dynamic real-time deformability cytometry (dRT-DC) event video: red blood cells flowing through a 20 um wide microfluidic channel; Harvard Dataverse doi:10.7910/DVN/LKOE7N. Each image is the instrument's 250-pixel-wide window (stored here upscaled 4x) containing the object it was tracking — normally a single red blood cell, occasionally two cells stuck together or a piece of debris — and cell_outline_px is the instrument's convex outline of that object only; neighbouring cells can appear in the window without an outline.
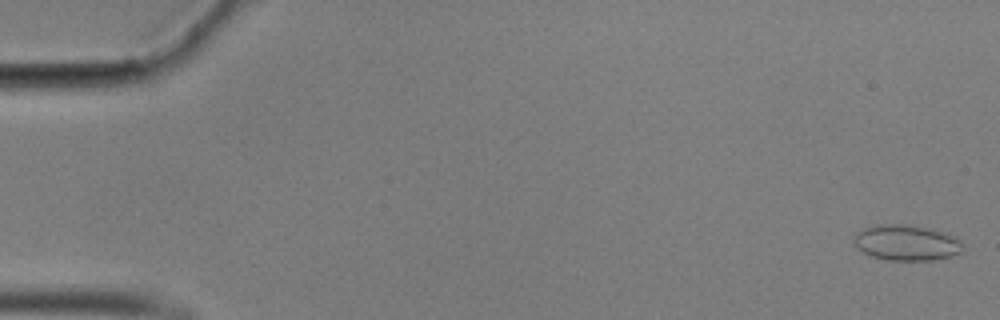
{"species": "common noctule bat (a hibernating species)", "species_latin": "Nyctalus noctula", "temperature_condition": "cold", "stored_images_in_passage": 32, "camera_frame_rate_fps": 3000, "um_per_image_px": 0.085, "animal": {"sex": "male", "body_mass_g": 17.9}, "frame": {"image": 1, "passage_image": 1, "time_ms": 0.0, "image_size_px": [1000, 320], "cell_outline_px": [[964, 248], [960, 252], [952, 256], [932, 260], [888, 260], [868, 256], [856, 248], [852, 240], [856, 232], [864, 228], [876, 224], [908, 224], [928, 228], [944, 232], [960, 240], [964, 244]], "centroid_in_image_um": [77.0, 20.63], "position_along_channel_um": 8.0, "area_um2": 23.0}}
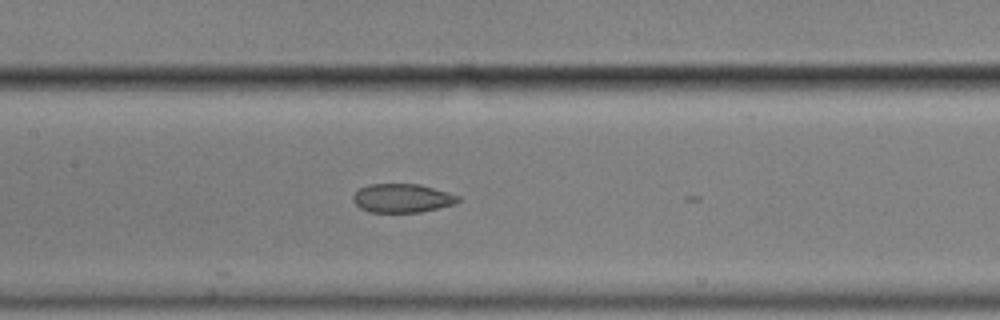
{"frame": {"image": 2, "passage_image": 27, "time_ms": 8.667, "image_size_px": [1000, 320], "cell_outline_px": [[460, 200], [452, 204], [420, 212], [368, 212], [360, 208], [352, 200], [352, 196], [360, 188], [368, 184], [420, 184], [448, 192], [460, 196]], "centroid_in_image_um": [34.15, 16.84], "position_along_channel_um": 173.2, "area_um2": 17.51}}
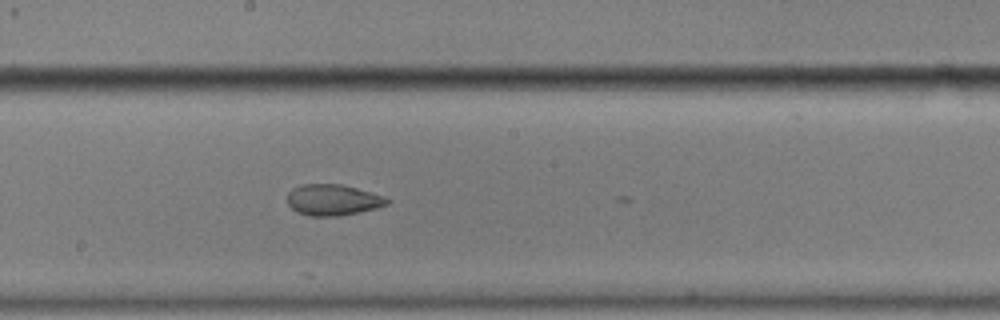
{"frame": {"image": 3, "passage_image": 31, "time_ms": 10.0, "image_size_px": [1000, 320], "cell_outline_px": [[392, 200], [388, 204], [376, 208], [360, 212], [336, 216], [308, 216], [296, 212], [288, 204], [288, 192], [292, 188], [304, 184], [340, 184], [356, 188], [384, 196]], "centroid_in_image_um": [28.29, 17.0], "position_along_channel_um": 219.9, "area_um2": 18.09}}